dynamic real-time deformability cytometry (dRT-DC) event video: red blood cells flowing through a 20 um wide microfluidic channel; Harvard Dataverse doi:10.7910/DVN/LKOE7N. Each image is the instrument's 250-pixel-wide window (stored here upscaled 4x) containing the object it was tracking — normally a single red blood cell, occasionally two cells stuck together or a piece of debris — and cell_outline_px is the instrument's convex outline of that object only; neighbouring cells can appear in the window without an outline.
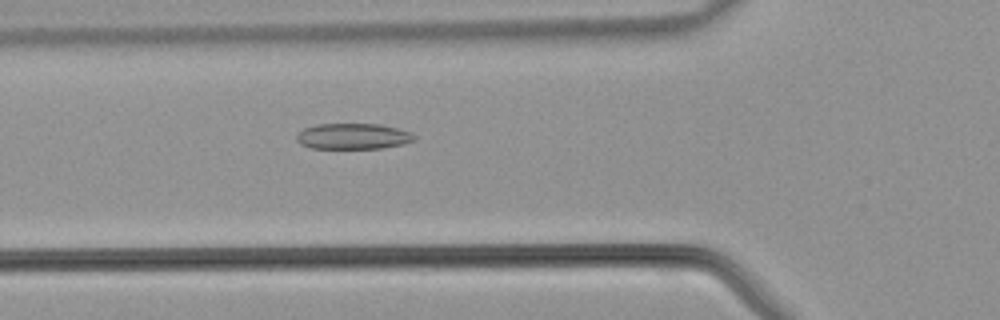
{"species": "common noctule bat (a hibernating species)", "species_latin": "Nyctalus noctula", "temperature_condition": "warm", "stored_images_in_passage": 42, "camera_frame_rate_fps": 3000, "um_per_image_px": 0.085, "animal": {"sex": "male", "body_mass_g": 21.5, "forearm_length_mm": 52.0}, "frame": {"image": 1, "passage_image": 14, "time_ms": 4.333, "image_size_px": [1000, 320], "cell_outline_px": [[416, 136], [412, 140], [404, 144], [380, 148], [312, 148], [300, 144], [296, 140], [296, 136], [304, 128], [316, 124], [380, 124], [412, 132]], "centroid_in_image_um": [30.0, 11.58], "position_along_channel_um": 95.8, "area_um2": 17.63}}
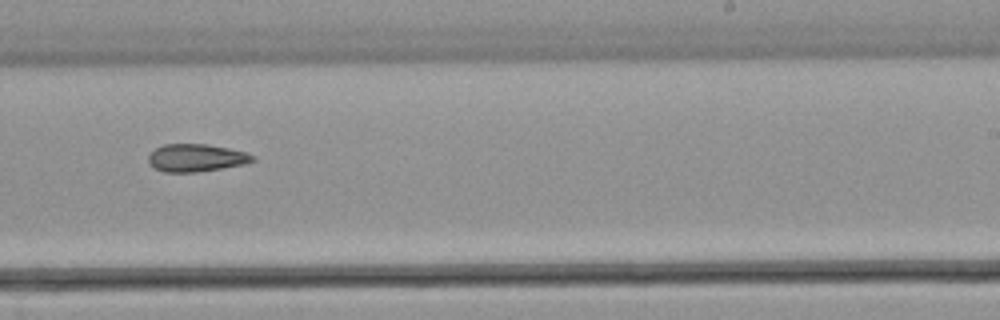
{"frame": {"image": 2, "passage_image": 25, "time_ms": 8.0, "image_size_px": [1000, 320], "cell_outline_px": [[256, 160], [244, 164], [196, 172], [164, 172], [156, 168], [148, 160], [148, 156], [156, 148], [164, 144], [208, 144], [228, 148], [244, 152], [256, 156]], "centroid_in_image_um": [16.69, 13.41], "position_along_channel_um": 272.3, "area_um2": 16.59}}
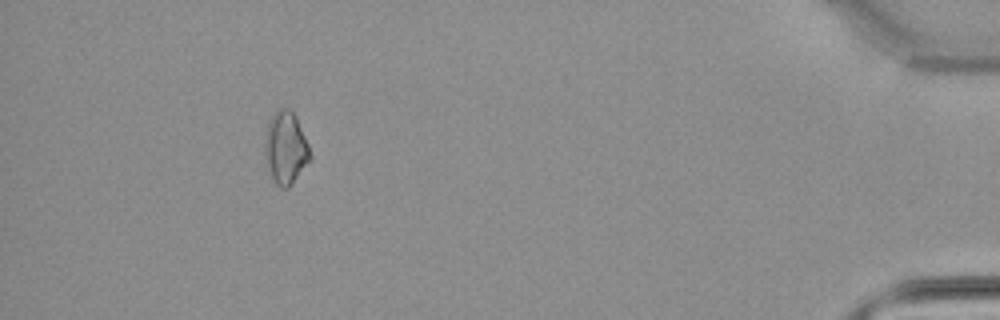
{"frame": {"image": 3, "passage_image": 38, "time_ms": 12.333, "image_size_px": [1000, 320], "cell_outline_px": [[312, 160], [288, 188], [280, 188], [272, 180], [264, 156], [264, 140], [268, 124], [272, 116], [280, 108], [288, 108], [292, 112], [308, 144], [312, 156]], "centroid_in_image_um": [24.27, 12.64], "position_along_channel_um": 410.9, "area_um2": 19.07}}